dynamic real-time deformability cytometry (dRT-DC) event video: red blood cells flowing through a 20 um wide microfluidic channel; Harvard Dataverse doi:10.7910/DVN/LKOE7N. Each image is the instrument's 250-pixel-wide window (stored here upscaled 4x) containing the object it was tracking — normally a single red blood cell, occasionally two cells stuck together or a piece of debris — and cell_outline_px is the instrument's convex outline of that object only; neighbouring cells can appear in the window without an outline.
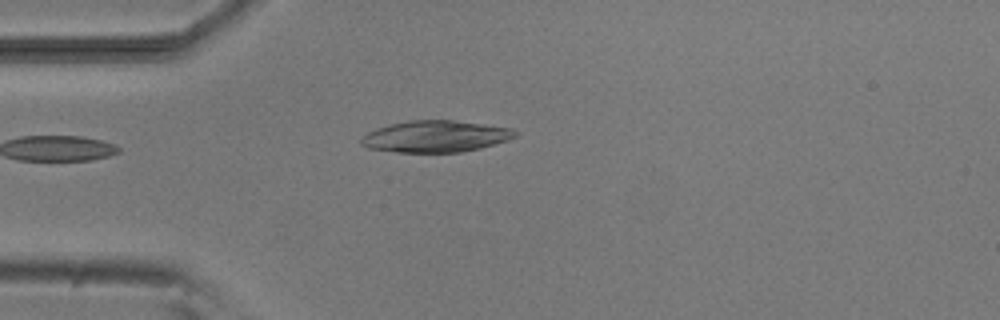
{"species": "common noctule bat (a hibernating species)", "species_latin": "Nyctalus noctula", "temperature_condition": "room temperature", "stored_images_in_passage": 3, "camera_frame_rate_fps": 3000, "um_per_image_px": 0.085, "animal": {"sex": "male", "body_mass_g": 20.5, "forearm_length_mm": 52.5}, "frame": {"image": 1, "passage_image": 3, "time_ms": 3.333, "image_size_px": [1000, 320], "cell_outline_px": [[520, 132], [516, 136], [480, 148], [460, 152], [396, 152], [368, 148], [360, 144], [360, 136], [376, 128], [388, 124], [408, 120], [452, 120], [512, 128]], "centroid_in_image_um": [36.96, 11.59], "position_along_channel_um": 48.0, "area_um2": 28.32}}